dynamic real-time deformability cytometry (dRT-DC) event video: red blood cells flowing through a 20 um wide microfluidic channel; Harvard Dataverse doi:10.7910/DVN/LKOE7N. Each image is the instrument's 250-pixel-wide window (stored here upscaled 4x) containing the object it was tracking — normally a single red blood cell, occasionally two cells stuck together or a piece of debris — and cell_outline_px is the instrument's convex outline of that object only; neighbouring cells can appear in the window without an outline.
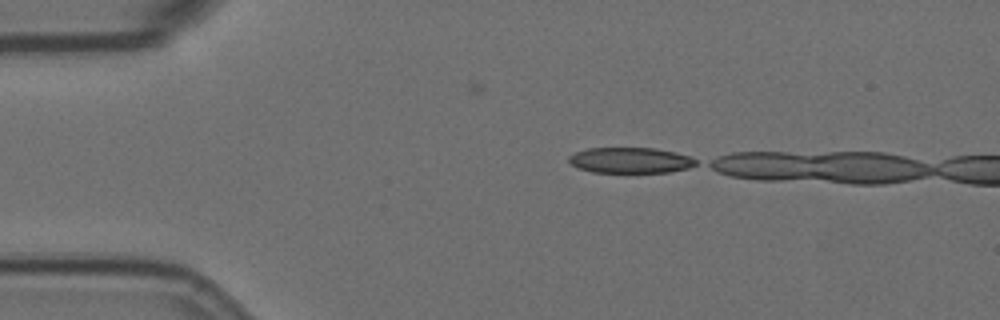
{"species": "Egyptian fruit bat (a non-hibernating species)", "species_latin": "Rousettus aegyptiacus", "temperature_condition": "room temperature", "stored_images_in_passage": 5, "camera_frame_rate_fps": 3000, "um_per_image_px": 0.085, "animal": {"sex": "female"}, "frame": {"image": 1, "passage_image": 1, "time_ms": 0.0, "image_size_px": [1000, 320], "cell_outline_px": [[696, 164], [688, 168], [668, 172], [592, 172], [580, 168], [572, 164], [568, 160], [568, 156], [576, 152], [588, 148], [656, 148], [688, 156], [696, 160]], "centroid_in_image_um": [53.56, 13.62], "position_along_channel_um": 31.4, "area_um2": 18.73}}